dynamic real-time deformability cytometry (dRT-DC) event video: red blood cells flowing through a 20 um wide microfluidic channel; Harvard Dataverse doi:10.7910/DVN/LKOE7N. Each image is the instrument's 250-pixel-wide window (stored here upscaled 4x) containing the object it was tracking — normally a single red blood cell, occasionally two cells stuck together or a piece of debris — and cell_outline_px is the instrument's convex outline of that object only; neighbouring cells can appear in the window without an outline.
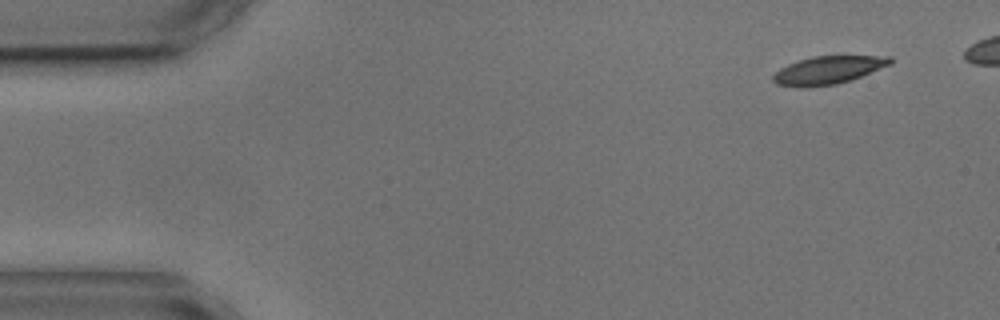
{"species": "common noctule bat (a hibernating species)", "species_latin": "Nyctalus noctula", "temperature_condition": "cold", "stored_images_in_passage": 4, "camera_frame_rate_fps": 3000, "um_per_image_px": 0.085, "animal": {"sex": "male", "body_mass_g": 17.9, "forearm_length_mm": 54.2}, "frame": {"image": 1, "passage_image": 1, "time_ms": 0.0, "image_size_px": [1000, 320], "cell_outline_px": [[892, 64], [860, 76], [836, 84], [804, 88], [796, 88], [776, 84], [772, 80], [772, 76], [780, 68], [788, 64], [812, 56], [892, 56]], "centroid_in_image_um": [70.35, 5.97], "position_along_channel_um": 14.7, "area_um2": 19.07}}